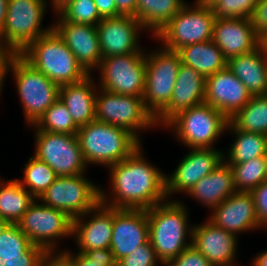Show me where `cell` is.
<instances>
[{
	"mask_svg": "<svg viewBox=\"0 0 267 266\" xmlns=\"http://www.w3.org/2000/svg\"><path fill=\"white\" fill-rule=\"evenodd\" d=\"M250 193L254 199L259 225L261 228H267V180Z\"/></svg>",
	"mask_w": 267,
	"mask_h": 266,
	"instance_id": "43",
	"label": "cell"
},
{
	"mask_svg": "<svg viewBox=\"0 0 267 266\" xmlns=\"http://www.w3.org/2000/svg\"><path fill=\"white\" fill-rule=\"evenodd\" d=\"M95 108L97 121L124 128L141 142V131L157 127L143 97L120 95L98 87Z\"/></svg>",
	"mask_w": 267,
	"mask_h": 266,
	"instance_id": "10",
	"label": "cell"
},
{
	"mask_svg": "<svg viewBox=\"0 0 267 266\" xmlns=\"http://www.w3.org/2000/svg\"><path fill=\"white\" fill-rule=\"evenodd\" d=\"M93 76L91 74L81 82L59 88V99L66 105L78 127L96 120L98 83H95Z\"/></svg>",
	"mask_w": 267,
	"mask_h": 266,
	"instance_id": "25",
	"label": "cell"
},
{
	"mask_svg": "<svg viewBox=\"0 0 267 266\" xmlns=\"http://www.w3.org/2000/svg\"><path fill=\"white\" fill-rule=\"evenodd\" d=\"M56 15H58L57 21H69L94 26H97L102 20L94 0H73Z\"/></svg>",
	"mask_w": 267,
	"mask_h": 266,
	"instance_id": "36",
	"label": "cell"
},
{
	"mask_svg": "<svg viewBox=\"0 0 267 266\" xmlns=\"http://www.w3.org/2000/svg\"><path fill=\"white\" fill-rule=\"evenodd\" d=\"M252 266H267V250L259 252L258 255L252 259Z\"/></svg>",
	"mask_w": 267,
	"mask_h": 266,
	"instance_id": "50",
	"label": "cell"
},
{
	"mask_svg": "<svg viewBox=\"0 0 267 266\" xmlns=\"http://www.w3.org/2000/svg\"><path fill=\"white\" fill-rule=\"evenodd\" d=\"M212 41L221 49L224 58L237 57L259 47V37L250 19L217 17Z\"/></svg>",
	"mask_w": 267,
	"mask_h": 266,
	"instance_id": "24",
	"label": "cell"
},
{
	"mask_svg": "<svg viewBox=\"0 0 267 266\" xmlns=\"http://www.w3.org/2000/svg\"><path fill=\"white\" fill-rule=\"evenodd\" d=\"M23 177L17 180L20 184L38 199L43 192L58 177L56 172L45 162L35 156L29 158L28 163L24 164Z\"/></svg>",
	"mask_w": 267,
	"mask_h": 266,
	"instance_id": "33",
	"label": "cell"
},
{
	"mask_svg": "<svg viewBox=\"0 0 267 266\" xmlns=\"http://www.w3.org/2000/svg\"><path fill=\"white\" fill-rule=\"evenodd\" d=\"M48 0H9L4 28L0 39L16 54L31 42L53 29V24L42 27Z\"/></svg>",
	"mask_w": 267,
	"mask_h": 266,
	"instance_id": "7",
	"label": "cell"
},
{
	"mask_svg": "<svg viewBox=\"0 0 267 266\" xmlns=\"http://www.w3.org/2000/svg\"><path fill=\"white\" fill-rule=\"evenodd\" d=\"M143 100L154 118L169 104L181 58L178 51L165 47L147 51Z\"/></svg>",
	"mask_w": 267,
	"mask_h": 266,
	"instance_id": "9",
	"label": "cell"
},
{
	"mask_svg": "<svg viewBox=\"0 0 267 266\" xmlns=\"http://www.w3.org/2000/svg\"><path fill=\"white\" fill-rule=\"evenodd\" d=\"M230 167L237 192H251L267 180L265 157H257L240 164H231Z\"/></svg>",
	"mask_w": 267,
	"mask_h": 266,
	"instance_id": "34",
	"label": "cell"
},
{
	"mask_svg": "<svg viewBox=\"0 0 267 266\" xmlns=\"http://www.w3.org/2000/svg\"><path fill=\"white\" fill-rule=\"evenodd\" d=\"M16 53L0 39V95L4 88V81L8 76V69Z\"/></svg>",
	"mask_w": 267,
	"mask_h": 266,
	"instance_id": "45",
	"label": "cell"
},
{
	"mask_svg": "<svg viewBox=\"0 0 267 266\" xmlns=\"http://www.w3.org/2000/svg\"><path fill=\"white\" fill-rule=\"evenodd\" d=\"M8 72L15 79L18 97L22 103L25 123L34 125L59 98V86L35 69L20 54H16Z\"/></svg>",
	"mask_w": 267,
	"mask_h": 266,
	"instance_id": "6",
	"label": "cell"
},
{
	"mask_svg": "<svg viewBox=\"0 0 267 266\" xmlns=\"http://www.w3.org/2000/svg\"><path fill=\"white\" fill-rule=\"evenodd\" d=\"M77 137L86 164L109 167L131 155L142 142L124 128L94 120L79 127Z\"/></svg>",
	"mask_w": 267,
	"mask_h": 266,
	"instance_id": "4",
	"label": "cell"
},
{
	"mask_svg": "<svg viewBox=\"0 0 267 266\" xmlns=\"http://www.w3.org/2000/svg\"><path fill=\"white\" fill-rule=\"evenodd\" d=\"M257 4L258 0H219L212 10L220 18L250 19Z\"/></svg>",
	"mask_w": 267,
	"mask_h": 266,
	"instance_id": "39",
	"label": "cell"
},
{
	"mask_svg": "<svg viewBox=\"0 0 267 266\" xmlns=\"http://www.w3.org/2000/svg\"><path fill=\"white\" fill-rule=\"evenodd\" d=\"M71 1L73 0H50L52 11L54 10L55 14H57L62 8H64Z\"/></svg>",
	"mask_w": 267,
	"mask_h": 266,
	"instance_id": "51",
	"label": "cell"
},
{
	"mask_svg": "<svg viewBox=\"0 0 267 266\" xmlns=\"http://www.w3.org/2000/svg\"><path fill=\"white\" fill-rule=\"evenodd\" d=\"M250 20L258 37L267 33V0H258Z\"/></svg>",
	"mask_w": 267,
	"mask_h": 266,
	"instance_id": "44",
	"label": "cell"
},
{
	"mask_svg": "<svg viewBox=\"0 0 267 266\" xmlns=\"http://www.w3.org/2000/svg\"><path fill=\"white\" fill-rule=\"evenodd\" d=\"M58 176L38 200L68 214L72 219L84 215L100 203V186L85 177Z\"/></svg>",
	"mask_w": 267,
	"mask_h": 266,
	"instance_id": "12",
	"label": "cell"
},
{
	"mask_svg": "<svg viewBox=\"0 0 267 266\" xmlns=\"http://www.w3.org/2000/svg\"><path fill=\"white\" fill-rule=\"evenodd\" d=\"M228 123L223 113L204 102L178 113L164 129L174 132L176 140L188 149L214 148Z\"/></svg>",
	"mask_w": 267,
	"mask_h": 266,
	"instance_id": "5",
	"label": "cell"
},
{
	"mask_svg": "<svg viewBox=\"0 0 267 266\" xmlns=\"http://www.w3.org/2000/svg\"><path fill=\"white\" fill-rule=\"evenodd\" d=\"M53 29L64 40L78 63L89 75L99 68L103 57L96 26L69 21H53Z\"/></svg>",
	"mask_w": 267,
	"mask_h": 266,
	"instance_id": "22",
	"label": "cell"
},
{
	"mask_svg": "<svg viewBox=\"0 0 267 266\" xmlns=\"http://www.w3.org/2000/svg\"><path fill=\"white\" fill-rule=\"evenodd\" d=\"M186 3L184 0H137L136 18L154 38Z\"/></svg>",
	"mask_w": 267,
	"mask_h": 266,
	"instance_id": "30",
	"label": "cell"
},
{
	"mask_svg": "<svg viewBox=\"0 0 267 266\" xmlns=\"http://www.w3.org/2000/svg\"><path fill=\"white\" fill-rule=\"evenodd\" d=\"M226 131L235 136L234 142L226 150L228 153H223V159L228 165L265 157L267 154V135L237 130L230 122Z\"/></svg>",
	"mask_w": 267,
	"mask_h": 266,
	"instance_id": "29",
	"label": "cell"
},
{
	"mask_svg": "<svg viewBox=\"0 0 267 266\" xmlns=\"http://www.w3.org/2000/svg\"><path fill=\"white\" fill-rule=\"evenodd\" d=\"M238 237L206 219L193 225L191 244L213 266H239L236 262Z\"/></svg>",
	"mask_w": 267,
	"mask_h": 266,
	"instance_id": "18",
	"label": "cell"
},
{
	"mask_svg": "<svg viewBox=\"0 0 267 266\" xmlns=\"http://www.w3.org/2000/svg\"><path fill=\"white\" fill-rule=\"evenodd\" d=\"M219 0H195V3L205 7H213Z\"/></svg>",
	"mask_w": 267,
	"mask_h": 266,
	"instance_id": "53",
	"label": "cell"
},
{
	"mask_svg": "<svg viewBox=\"0 0 267 266\" xmlns=\"http://www.w3.org/2000/svg\"><path fill=\"white\" fill-rule=\"evenodd\" d=\"M186 3L184 7L155 35L154 39L170 50L212 40L217 16L211 7Z\"/></svg>",
	"mask_w": 267,
	"mask_h": 266,
	"instance_id": "8",
	"label": "cell"
},
{
	"mask_svg": "<svg viewBox=\"0 0 267 266\" xmlns=\"http://www.w3.org/2000/svg\"><path fill=\"white\" fill-rule=\"evenodd\" d=\"M222 151L215 148H189L174 172L165 176L167 200H171L174 193H189L198 181L224 161Z\"/></svg>",
	"mask_w": 267,
	"mask_h": 266,
	"instance_id": "15",
	"label": "cell"
},
{
	"mask_svg": "<svg viewBox=\"0 0 267 266\" xmlns=\"http://www.w3.org/2000/svg\"><path fill=\"white\" fill-rule=\"evenodd\" d=\"M266 158V175H267V154L265 155Z\"/></svg>",
	"mask_w": 267,
	"mask_h": 266,
	"instance_id": "56",
	"label": "cell"
},
{
	"mask_svg": "<svg viewBox=\"0 0 267 266\" xmlns=\"http://www.w3.org/2000/svg\"><path fill=\"white\" fill-rule=\"evenodd\" d=\"M206 78L181 63L169 104L155 117L157 127H164L181 111L204 103Z\"/></svg>",
	"mask_w": 267,
	"mask_h": 266,
	"instance_id": "23",
	"label": "cell"
},
{
	"mask_svg": "<svg viewBox=\"0 0 267 266\" xmlns=\"http://www.w3.org/2000/svg\"><path fill=\"white\" fill-rule=\"evenodd\" d=\"M100 51L103 58L138 53L141 31L145 32L140 21L128 15L102 18L96 26Z\"/></svg>",
	"mask_w": 267,
	"mask_h": 266,
	"instance_id": "16",
	"label": "cell"
},
{
	"mask_svg": "<svg viewBox=\"0 0 267 266\" xmlns=\"http://www.w3.org/2000/svg\"><path fill=\"white\" fill-rule=\"evenodd\" d=\"M9 0H0V33L4 28V23L7 16V7Z\"/></svg>",
	"mask_w": 267,
	"mask_h": 266,
	"instance_id": "49",
	"label": "cell"
},
{
	"mask_svg": "<svg viewBox=\"0 0 267 266\" xmlns=\"http://www.w3.org/2000/svg\"><path fill=\"white\" fill-rule=\"evenodd\" d=\"M163 266H172L170 263H162Z\"/></svg>",
	"mask_w": 267,
	"mask_h": 266,
	"instance_id": "55",
	"label": "cell"
},
{
	"mask_svg": "<svg viewBox=\"0 0 267 266\" xmlns=\"http://www.w3.org/2000/svg\"><path fill=\"white\" fill-rule=\"evenodd\" d=\"M208 220L215 226L237 236L243 232L261 229L250 192H236L211 210Z\"/></svg>",
	"mask_w": 267,
	"mask_h": 266,
	"instance_id": "21",
	"label": "cell"
},
{
	"mask_svg": "<svg viewBox=\"0 0 267 266\" xmlns=\"http://www.w3.org/2000/svg\"><path fill=\"white\" fill-rule=\"evenodd\" d=\"M146 50L102 58L98 87L120 95L143 97L145 90Z\"/></svg>",
	"mask_w": 267,
	"mask_h": 266,
	"instance_id": "14",
	"label": "cell"
},
{
	"mask_svg": "<svg viewBox=\"0 0 267 266\" xmlns=\"http://www.w3.org/2000/svg\"><path fill=\"white\" fill-rule=\"evenodd\" d=\"M251 97L245 85L227 67L206 78L204 102L228 119L242 109Z\"/></svg>",
	"mask_w": 267,
	"mask_h": 266,
	"instance_id": "20",
	"label": "cell"
},
{
	"mask_svg": "<svg viewBox=\"0 0 267 266\" xmlns=\"http://www.w3.org/2000/svg\"><path fill=\"white\" fill-rule=\"evenodd\" d=\"M236 192L232 169L223 161L209 175L198 181L186 195L197 200L201 206L213 210Z\"/></svg>",
	"mask_w": 267,
	"mask_h": 266,
	"instance_id": "26",
	"label": "cell"
},
{
	"mask_svg": "<svg viewBox=\"0 0 267 266\" xmlns=\"http://www.w3.org/2000/svg\"><path fill=\"white\" fill-rule=\"evenodd\" d=\"M29 127L35 129L33 156L47 163L58 176H75L87 172L88 165L77 135L40 131L34 125Z\"/></svg>",
	"mask_w": 267,
	"mask_h": 266,
	"instance_id": "13",
	"label": "cell"
},
{
	"mask_svg": "<svg viewBox=\"0 0 267 266\" xmlns=\"http://www.w3.org/2000/svg\"><path fill=\"white\" fill-rule=\"evenodd\" d=\"M188 211L186 204L177 199L147 210L149 241L162 263H170L191 245L193 224H189Z\"/></svg>",
	"mask_w": 267,
	"mask_h": 266,
	"instance_id": "2",
	"label": "cell"
},
{
	"mask_svg": "<svg viewBox=\"0 0 267 266\" xmlns=\"http://www.w3.org/2000/svg\"><path fill=\"white\" fill-rule=\"evenodd\" d=\"M72 221L65 212L35 199L17 222V226L34 245L42 247L51 255L59 254V240L72 236Z\"/></svg>",
	"mask_w": 267,
	"mask_h": 266,
	"instance_id": "11",
	"label": "cell"
},
{
	"mask_svg": "<svg viewBox=\"0 0 267 266\" xmlns=\"http://www.w3.org/2000/svg\"><path fill=\"white\" fill-rule=\"evenodd\" d=\"M32 245L33 243L17 224H10L0 234V260L1 258H20Z\"/></svg>",
	"mask_w": 267,
	"mask_h": 266,
	"instance_id": "38",
	"label": "cell"
},
{
	"mask_svg": "<svg viewBox=\"0 0 267 266\" xmlns=\"http://www.w3.org/2000/svg\"><path fill=\"white\" fill-rule=\"evenodd\" d=\"M148 241L147 210L114 208L113 232L109 248L116 261Z\"/></svg>",
	"mask_w": 267,
	"mask_h": 266,
	"instance_id": "19",
	"label": "cell"
},
{
	"mask_svg": "<svg viewBox=\"0 0 267 266\" xmlns=\"http://www.w3.org/2000/svg\"><path fill=\"white\" fill-rule=\"evenodd\" d=\"M120 15H128L136 18L137 0H114Z\"/></svg>",
	"mask_w": 267,
	"mask_h": 266,
	"instance_id": "47",
	"label": "cell"
},
{
	"mask_svg": "<svg viewBox=\"0 0 267 266\" xmlns=\"http://www.w3.org/2000/svg\"><path fill=\"white\" fill-rule=\"evenodd\" d=\"M94 3L102 18L120 16L114 0H94Z\"/></svg>",
	"mask_w": 267,
	"mask_h": 266,
	"instance_id": "46",
	"label": "cell"
},
{
	"mask_svg": "<svg viewBox=\"0 0 267 266\" xmlns=\"http://www.w3.org/2000/svg\"><path fill=\"white\" fill-rule=\"evenodd\" d=\"M170 264L172 266H213L192 244L175 257Z\"/></svg>",
	"mask_w": 267,
	"mask_h": 266,
	"instance_id": "42",
	"label": "cell"
},
{
	"mask_svg": "<svg viewBox=\"0 0 267 266\" xmlns=\"http://www.w3.org/2000/svg\"><path fill=\"white\" fill-rule=\"evenodd\" d=\"M35 199L17 179H0V219L17 224Z\"/></svg>",
	"mask_w": 267,
	"mask_h": 266,
	"instance_id": "31",
	"label": "cell"
},
{
	"mask_svg": "<svg viewBox=\"0 0 267 266\" xmlns=\"http://www.w3.org/2000/svg\"><path fill=\"white\" fill-rule=\"evenodd\" d=\"M162 266L150 241L136 247L127 256L117 261V266Z\"/></svg>",
	"mask_w": 267,
	"mask_h": 266,
	"instance_id": "40",
	"label": "cell"
},
{
	"mask_svg": "<svg viewBox=\"0 0 267 266\" xmlns=\"http://www.w3.org/2000/svg\"><path fill=\"white\" fill-rule=\"evenodd\" d=\"M259 47L261 48L264 57L267 59V33L259 37Z\"/></svg>",
	"mask_w": 267,
	"mask_h": 266,
	"instance_id": "52",
	"label": "cell"
},
{
	"mask_svg": "<svg viewBox=\"0 0 267 266\" xmlns=\"http://www.w3.org/2000/svg\"><path fill=\"white\" fill-rule=\"evenodd\" d=\"M229 122L237 130L267 135V94L252 96Z\"/></svg>",
	"mask_w": 267,
	"mask_h": 266,
	"instance_id": "32",
	"label": "cell"
},
{
	"mask_svg": "<svg viewBox=\"0 0 267 266\" xmlns=\"http://www.w3.org/2000/svg\"><path fill=\"white\" fill-rule=\"evenodd\" d=\"M41 266H69V264L59 254H51L42 262Z\"/></svg>",
	"mask_w": 267,
	"mask_h": 266,
	"instance_id": "48",
	"label": "cell"
},
{
	"mask_svg": "<svg viewBox=\"0 0 267 266\" xmlns=\"http://www.w3.org/2000/svg\"><path fill=\"white\" fill-rule=\"evenodd\" d=\"M20 55L59 87L89 76L54 29L31 42Z\"/></svg>",
	"mask_w": 267,
	"mask_h": 266,
	"instance_id": "3",
	"label": "cell"
},
{
	"mask_svg": "<svg viewBox=\"0 0 267 266\" xmlns=\"http://www.w3.org/2000/svg\"><path fill=\"white\" fill-rule=\"evenodd\" d=\"M34 126L40 131L70 135H77L79 129L66 105L59 98L45 111Z\"/></svg>",
	"mask_w": 267,
	"mask_h": 266,
	"instance_id": "35",
	"label": "cell"
},
{
	"mask_svg": "<svg viewBox=\"0 0 267 266\" xmlns=\"http://www.w3.org/2000/svg\"><path fill=\"white\" fill-rule=\"evenodd\" d=\"M49 254L40 246L32 245L20 258H1L3 266H41Z\"/></svg>",
	"mask_w": 267,
	"mask_h": 266,
	"instance_id": "41",
	"label": "cell"
},
{
	"mask_svg": "<svg viewBox=\"0 0 267 266\" xmlns=\"http://www.w3.org/2000/svg\"><path fill=\"white\" fill-rule=\"evenodd\" d=\"M89 217V218H88ZM114 208L99 203L72 221L77 252L84 253L95 249L109 248L113 232Z\"/></svg>",
	"mask_w": 267,
	"mask_h": 266,
	"instance_id": "17",
	"label": "cell"
},
{
	"mask_svg": "<svg viewBox=\"0 0 267 266\" xmlns=\"http://www.w3.org/2000/svg\"><path fill=\"white\" fill-rule=\"evenodd\" d=\"M178 53L183 65L193 68L205 78L227 67L221 49L212 40L186 45Z\"/></svg>",
	"mask_w": 267,
	"mask_h": 266,
	"instance_id": "28",
	"label": "cell"
},
{
	"mask_svg": "<svg viewBox=\"0 0 267 266\" xmlns=\"http://www.w3.org/2000/svg\"><path fill=\"white\" fill-rule=\"evenodd\" d=\"M227 68L254 95L267 94V59L260 47L227 61Z\"/></svg>",
	"mask_w": 267,
	"mask_h": 266,
	"instance_id": "27",
	"label": "cell"
},
{
	"mask_svg": "<svg viewBox=\"0 0 267 266\" xmlns=\"http://www.w3.org/2000/svg\"><path fill=\"white\" fill-rule=\"evenodd\" d=\"M10 224L9 221L0 219V234L3 233Z\"/></svg>",
	"mask_w": 267,
	"mask_h": 266,
	"instance_id": "54",
	"label": "cell"
},
{
	"mask_svg": "<svg viewBox=\"0 0 267 266\" xmlns=\"http://www.w3.org/2000/svg\"><path fill=\"white\" fill-rule=\"evenodd\" d=\"M143 153L141 145L127 158L107 167L111 193L100 188L101 204L118 209L148 210L167 200L166 173L148 162Z\"/></svg>",
	"mask_w": 267,
	"mask_h": 266,
	"instance_id": "1",
	"label": "cell"
},
{
	"mask_svg": "<svg viewBox=\"0 0 267 266\" xmlns=\"http://www.w3.org/2000/svg\"><path fill=\"white\" fill-rule=\"evenodd\" d=\"M59 255L69 266H117L110 248L95 249L84 253H75L64 248L63 251H59Z\"/></svg>",
	"mask_w": 267,
	"mask_h": 266,
	"instance_id": "37",
	"label": "cell"
}]
</instances>
